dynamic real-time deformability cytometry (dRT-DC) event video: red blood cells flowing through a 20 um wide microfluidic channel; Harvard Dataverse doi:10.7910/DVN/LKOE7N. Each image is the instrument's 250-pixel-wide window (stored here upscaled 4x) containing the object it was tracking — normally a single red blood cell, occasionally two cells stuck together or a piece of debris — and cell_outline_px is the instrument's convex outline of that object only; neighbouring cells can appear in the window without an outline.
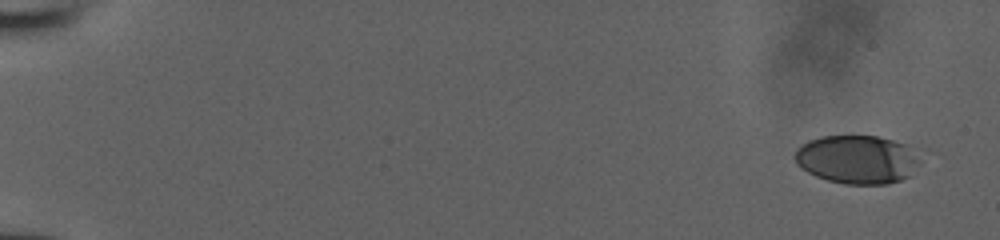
{"species": "human", "species_latin": "Homo sapiens", "temperature_condition": "room temperature", "stored_images_in_passage": 51, "camera_frame_rate_fps": 3000, "um_per_image_px": 0.085, "donor": {"sex": "male"}, "frame": {"image": 1, "passage_image": 1, "time_ms": 0.0, "image_size_px": [1000, 240], "cell_outline_px": [[920, 160], [908, 176], [900, 180], [888, 184], [844, 184], [828, 180], [816, 176], [808, 172], [796, 164], [792, 156], [796, 148], [800, 144], [808, 140], [820, 136], [876, 136], [908, 144], [916, 148], [920, 152]], "centroid_in_image_um": [72.85, 13.53], "position_along_channel_um": 12.2, "area_um2": 35.89}}
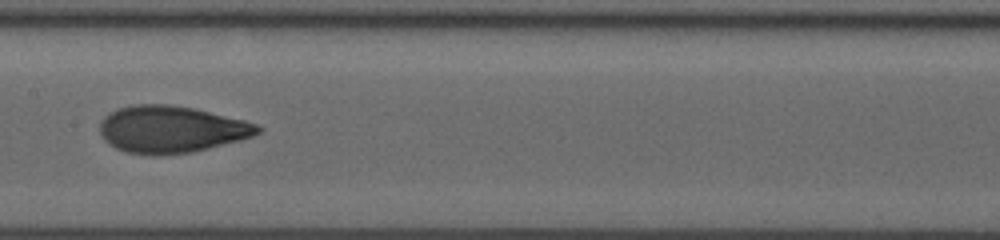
{"frame": {"image": 2, "passage_image": 28, "time_ms": 9.0, "image_size_px": [1000, 240], "cell_outline_px": [[264, 128], [260, 132], [252, 136], [240, 140], [192, 152], [160, 156], [152, 156], [128, 152], [116, 148], [108, 144], [104, 140], [100, 132], [100, 124], [104, 116], [116, 108], [136, 104], [168, 104], [196, 108], [244, 120], [256, 124]], "centroid_in_image_um": [14.54, 10.99], "position_along_channel_um": 192.9, "area_um2": 43.52}}
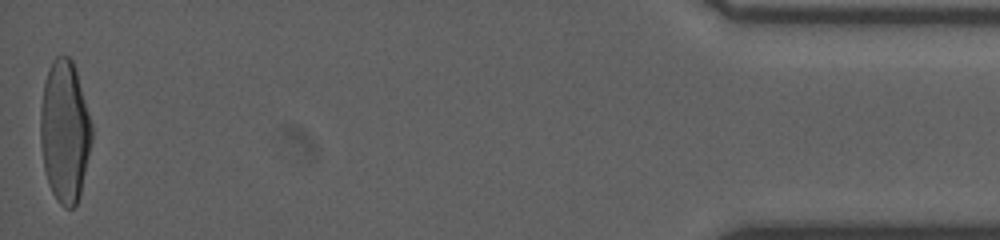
{"frame": {"image": 3, "passage_image": 51, "time_ms": 16.667, "image_size_px": [1000, 240], "cell_outline_px": [[92, 140], [80, 196], [76, 204], [72, 208], [64, 208], [56, 200], [48, 184], [44, 168], [40, 144], [40, 108], [44, 84], [52, 60], [56, 56], [68, 56], [72, 60], [76, 72], [92, 124]], "centroid_in_image_um": [5.49, 11.21], "position_along_channel_um": 429.7, "area_um2": 42.43}}